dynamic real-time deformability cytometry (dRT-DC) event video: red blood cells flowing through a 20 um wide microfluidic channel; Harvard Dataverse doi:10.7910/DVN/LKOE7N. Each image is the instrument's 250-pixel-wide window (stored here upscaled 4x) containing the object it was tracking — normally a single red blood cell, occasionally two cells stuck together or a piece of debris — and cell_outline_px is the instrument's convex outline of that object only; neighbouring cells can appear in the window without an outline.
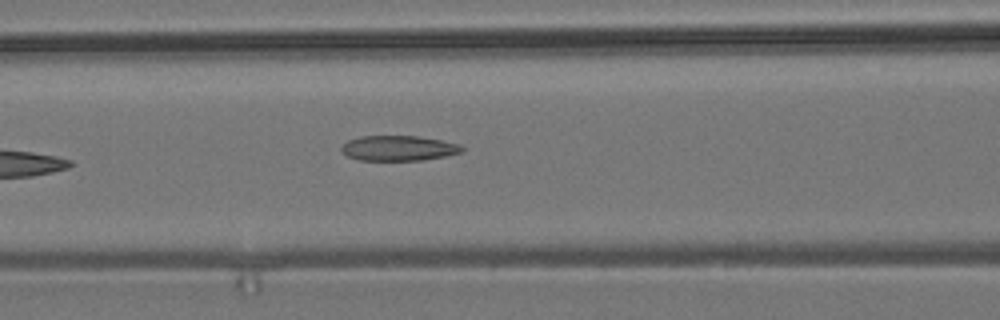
{"species": "common noctule bat (a hibernating species)", "species_latin": "Nyctalus noctula", "temperature_condition": "room temperature", "stored_images_in_passage": 7, "camera_frame_rate_fps": 3000, "um_per_image_px": 0.085, "animal": {"sex": "male", "body_mass_g": 19.2, "forearm_length_mm": 51.8}, "frame": {"image": 1, "passage_image": 6, "time_ms": 6.667, "image_size_px": [1000, 320], "cell_outline_px": [[464, 152], [424, 160], [360, 160], [348, 156], [340, 148], [348, 140], [360, 136], [416, 136], [440, 140], [460, 144], [464, 148]], "centroid_in_image_um": [33.9, 12.59], "position_along_channel_um": 132.7, "area_um2": 17.57}}